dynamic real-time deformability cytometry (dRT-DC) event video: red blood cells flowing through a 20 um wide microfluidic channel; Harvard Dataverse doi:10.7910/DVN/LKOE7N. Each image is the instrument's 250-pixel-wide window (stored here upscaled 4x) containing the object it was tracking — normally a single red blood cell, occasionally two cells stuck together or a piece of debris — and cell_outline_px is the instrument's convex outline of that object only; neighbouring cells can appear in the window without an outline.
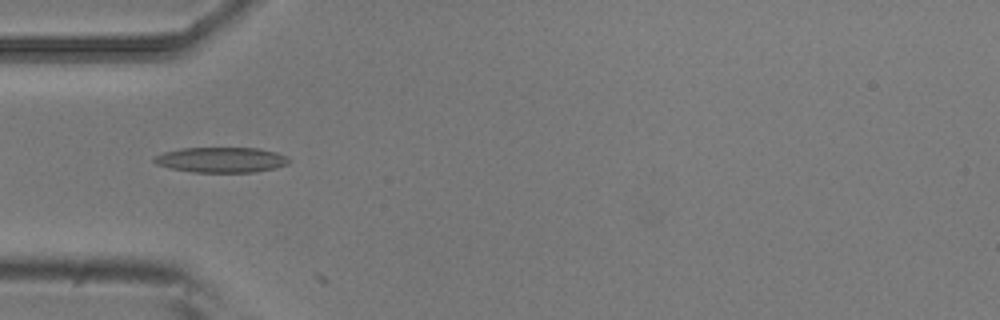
{"species": "common noctule bat (a hibernating species)", "species_latin": "Nyctalus noctula", "temperature_condition": "room temperature", "stored_images_in_passage": 8, "camera_frame_rate_fps": 3000, "um_per_image_px": 0.085, "animal": {"sex": "male", "body_mass_g": 20.5, "forearm_length_mm": 52.5}, "frame": {"image": 1, "passage_image": 5, "time_ms": 1.333, "image_size_px": [1000, 320], "cell_outline_px": [[292, 160], [288, 164], [276, 168], [256, 172], [192, 172], [168, 168], [156, 164], [152, 160], [156, 156], [164, 152], [180, 148], [256, 148], [276, 152], [288, 156]], "centroid_in_image_um": [18.83, 13.59], "position_along_channel_um": 66.2, "area_um2": 20.06}}
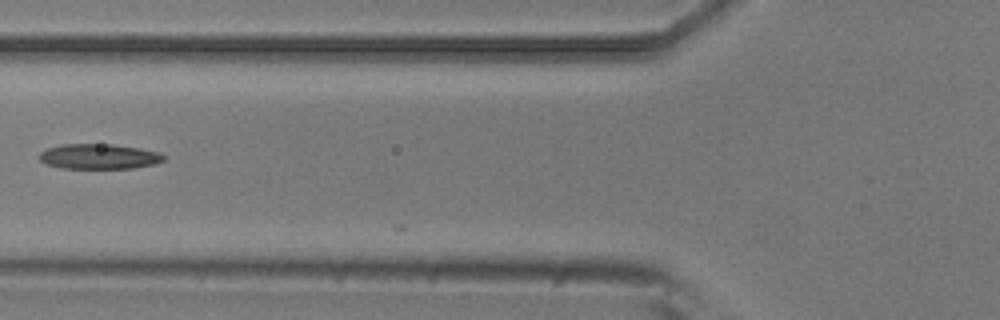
{"frame": {"image": 2, "passage_image": 6, "time_ms": 1.667, "image_size_px": [1000, 320], "cell_outline_px": [[164, 160], [156, 164], [132, 168], [60, 168], [48, 164], [40, 160], [40, 152], [48, 148], [60, 144], [112, 144], [140, 148], [160, 152], [164, 156]], "centroid_in_image_um": [8.44, 13.29], "position_along_channel_um": 117.4, "area_um2": 18.21}}
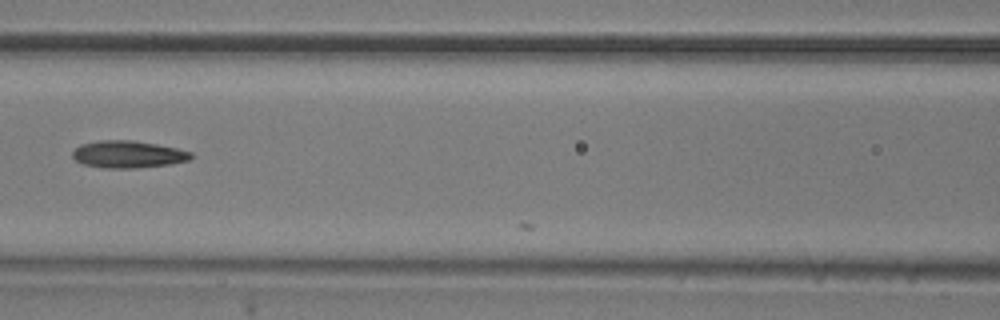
{"frame": {"image": 3, "passage_image": 7, "time_ms": 2.0, "image_size_px": [1000, 320], "cell_outline_px": [[192, 156], [188, 160], [168, 164], [136, 168], [104, 168], [84, 164], [76, 160], [72, 156], [72, 152], [80, 144], [100, 140], [132, 140], [156, 144], [176, 148], [192, 152]], "centroid_in_image_um": [10.86, 13.11], "position_along_channel_um": 155.7, "area_um2": 18.61}}